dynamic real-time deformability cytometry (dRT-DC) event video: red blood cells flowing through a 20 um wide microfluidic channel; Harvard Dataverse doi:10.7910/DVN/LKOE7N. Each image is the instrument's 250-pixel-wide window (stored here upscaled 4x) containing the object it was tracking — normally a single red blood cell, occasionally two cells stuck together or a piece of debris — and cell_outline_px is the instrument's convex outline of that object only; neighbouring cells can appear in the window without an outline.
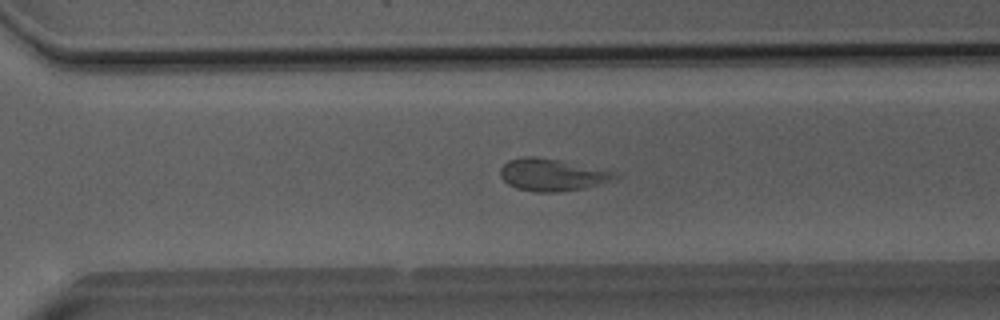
{"species": "Egyptian fruit bat (a non-hibernating species)", "species_latin": "Rousettus aegyptiacus", "temperature_condition": "room temperature", "stored_images_in_passage": 46, "camera_frame_rate_fps": 3000, "um_per_image_px": 0.085, "animal": {"sex": "male"}, "frame": {"image": 1, "passage_image": 34, "time_ms": 11.0, "image_size_px": [1000, 320], "cell_outline_px": [[624, 172], [620, 176], [612, 180], [584, 188], [556, 192], [536, 192], [516, 188], [508, 184], [500, 176], [500, 168], [508, 160], [524, 156], [532, 156], [560, 160]], "centroid_in_image_um": [47.0, 14.84], "position_along_channel_um": 323.6, "area_um2": 21.85}}
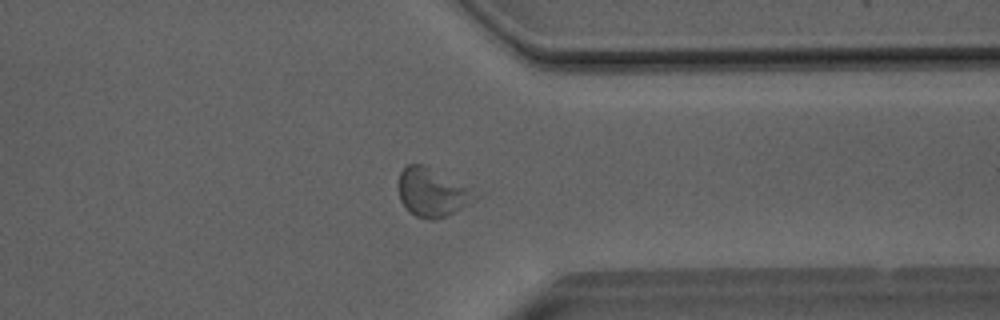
{"frame": {"image": 2, "passage_image": 38, "time_ms": 12.333, "image_size_px": [1000, 320], "cell_outline_px": [[476, 200], [436, 220], [432, 220], [416, 216], [400, 200], [400, 172], [408, 164], [424, 164], [468, 188]], "centroid_in_image_um": [36.68, 16.35], "position_along_channel_um": 374.7, "area_um2": 20.46}}
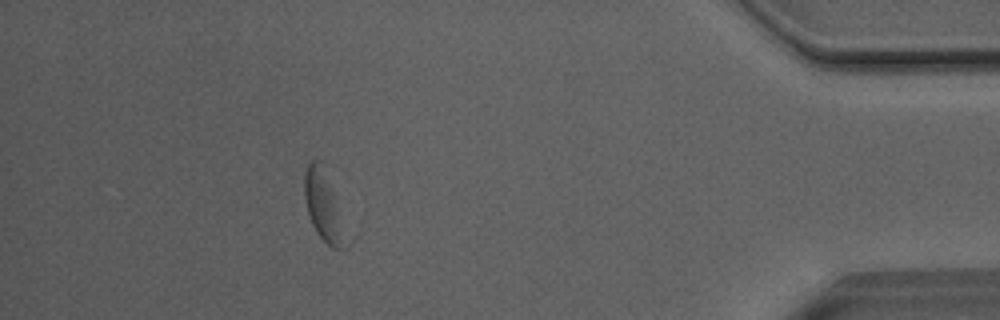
{"frame": {"image": 3, "passage_image": 44, "time_ms": 14.333, "image_size_px": [1000, 320], "cell_outline_px": [[352, 240], [344, 248], [332, 248], [316, 232], [308, 216], [304, 196], [304, 172], [308, 164], [312, 160], [320, 160]], "centroid_in_image_um": [27.55, 17.61], "position_along_channel_um": 407.6, "area_um2": 17.22}, "authors_computed_cell_mechanics": {"area_um2": 21.8773, "velocity_mm_per_s": 4.0104, "shape_relaxation_time_tau1_ms": null, "shape_relaxation_time_tau2_ms": 2.2637, "deformation_change_tau1": null, "deformation_change_tau2": 0.101}}